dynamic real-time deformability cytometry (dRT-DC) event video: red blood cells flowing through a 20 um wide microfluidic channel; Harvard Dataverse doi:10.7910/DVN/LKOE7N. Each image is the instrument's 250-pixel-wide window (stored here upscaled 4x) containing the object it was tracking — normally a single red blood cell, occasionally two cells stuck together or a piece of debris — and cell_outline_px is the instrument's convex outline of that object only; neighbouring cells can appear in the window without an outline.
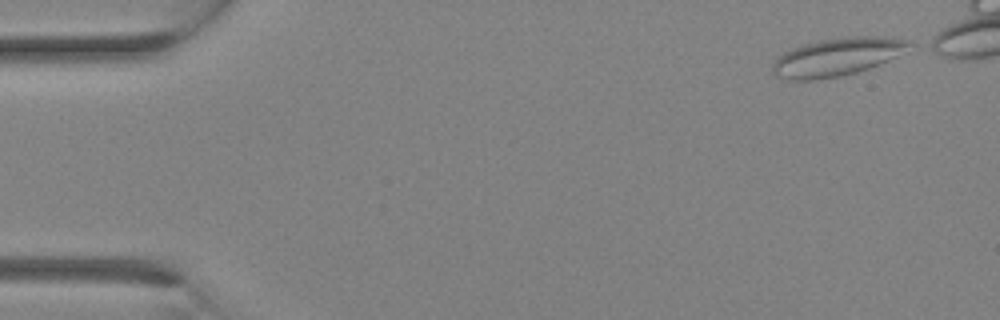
{"species": "Egyptian fruit bat (a non-hibernating species)", "species_latin": "Rousettus aegyptiacus", "temperature_condition": "room temperature", "stored_images_in_passage": 15, "camera_frame_rate_fps": 3000, "um_per_image_px": 0.085, "animal": {"sex": "female"}, "frame": {"image": 1, "passage_image": 1, "time_ms": 0.0, "image_size_px": [1000, 320], "cell_outline_px": [[916, 44], [896, 56], [880, 64], [856, 72], [840, 76], [816, 80], [788, 80], [776, 76], [772, 72], [772, 60], [784, 52], [792, 48], [804, 44], [820, 40], [852, 36], [884, 36], [912, 40]], "centroid_in_image_um": [71.16, 4.83], "position_along_channel_um": 13.8, "area_um2": 30.52}}
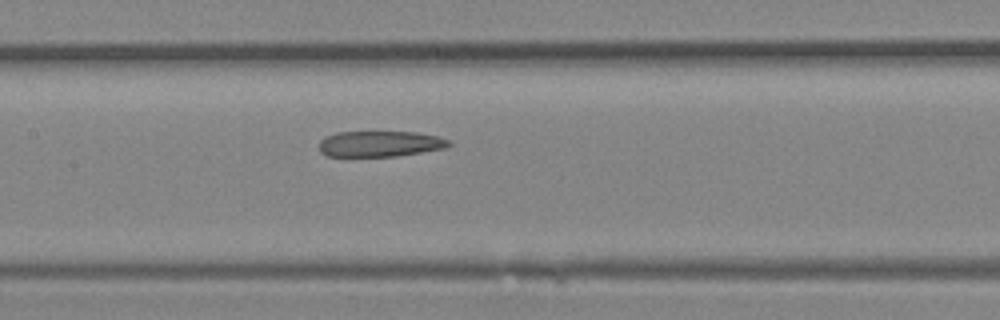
{"frame": {"image": 2, "passage_image": 13, "time_ms": 4.0, "image_size_px": [1000, 320], "cell_outline_px": [[452, 144], [448, 148], [396, 156], [328, 156], [320, 152], [320, 140], [324, 136], [336, 132], [416, 132], [436, 136], [448, 140]], "centroid_in_image_um": [32.3, 12.22], "position_along_channel_um": 175.1, "area_um2": 19.54}}
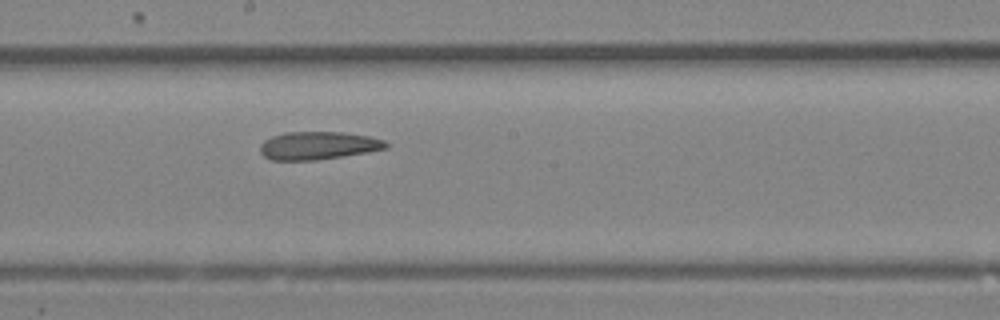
{"frame": {"image": 3, "passage_image": 15, "time_ms": 4.667, "image_size_px": [1000, 320], "cell_outline_px": [[388, 148], [368, 152], [316, 160], [272, 160], [264, 156], [260, 152], [260, 144], [264, 140], [272, 136], [284, 132], [344, 132], [372, 136], [384, 140], [388, 144]], "centroid_in_image_um": [27.05, 12.36], "position_along_channel_um": 221.1, "area_um2": 20.63}}